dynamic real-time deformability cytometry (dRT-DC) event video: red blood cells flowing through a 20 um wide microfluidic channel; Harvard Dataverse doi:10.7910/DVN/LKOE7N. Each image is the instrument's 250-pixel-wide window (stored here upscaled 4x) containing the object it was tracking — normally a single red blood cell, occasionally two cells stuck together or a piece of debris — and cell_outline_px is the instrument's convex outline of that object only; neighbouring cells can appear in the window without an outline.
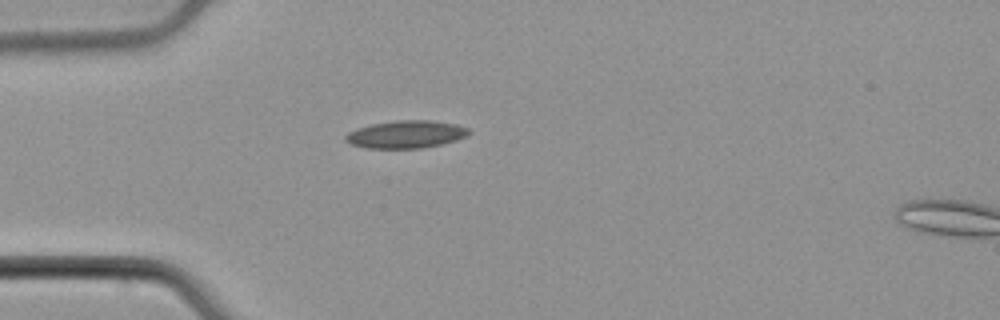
{"species": "common noctule bat (a hibernating species)", "species_latin": "Nyctalus noctula", "temperature_condition": "cold", "stored_images_in_passage": 40, "camera_frame_rate_fps": 3000, "um_per_image_px": 0.085, "animal": {"sex": "male", "body_mass_g": 21.5, "forearm_length_mm": 52.0}, "frame": {"image": 1, "passage_image": 1, "time_ms": 0.0, "image_size_px": [1000, 320], "cell_outline_px": [[472, 132], [456, 140], [440, 144], [420, 148], [368, 148], [352, 144], [344, 140], [344, 136], [348, 132], [356, 128], [372, 124], [396, 120], [432, 120], [456, 124], [468, 128]], "centroid_in_image_um": [34.49, 11.41], "position_along_channel_um": 50.5, "area_um2": 19.77}}
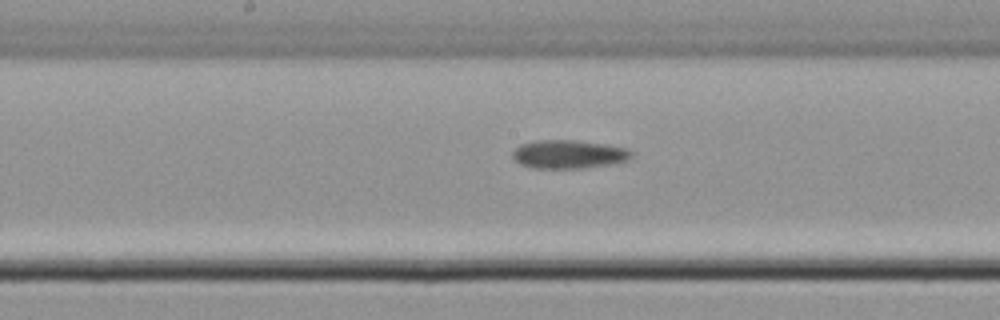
{"frame": {"image": 2, "passage_image": 14, "time_ms": 4.333, "image_size_px": [1000, 320], "cell_outline_px": [[636, 152], [628, 160], [612, 164], [584, 168], [532, 168], [520, 164], [512, 156], [512, 152], [520, 144], [536, 140], [576, 140], [604, 144], [628, 148]], "centroid_in_image_um": [48.37, 13.11], "position_along_channel_um": 199.8, "area_um2": 19.94}}
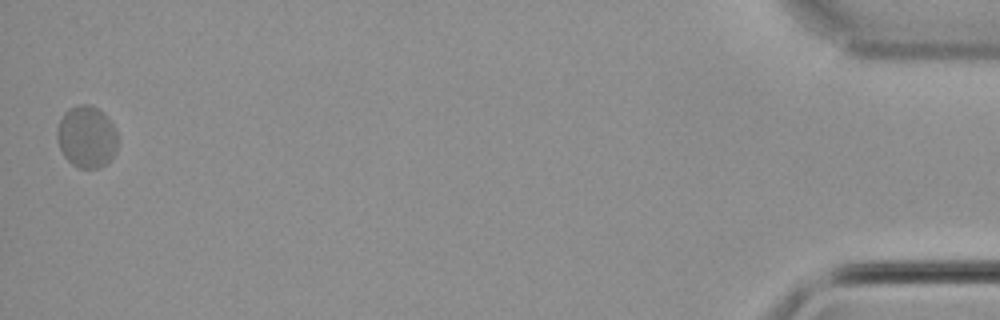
{"frame": {"image": 3, "passage_image": 40, "time_ms": 13.0, "image_size_px": [1000, 320], "cell_outline_px": [[116, 152], [100, 168], [80, 168], [72, 164], [64, 156], [56, 140], [56, 132], [60, 120], [64, 112], [68, 108], [76, 104], [88, 104], [96, 108], [108, 116], [116, 128]], "centroid_in_image_um": [7.35, 11.6], "position_along_channel_um": 427.9, "area_um2": 21.96}, "authors_computed_cell_mechanics": {"area_um2": 19.8254, "velocity_mm_per_s": 3.7388, "shape_relaxation_time_tau1_ms": null, "shape_relaxation_time_tau2_ms": 7.8717, "deformation_change_tau1": null, "deformation_change_tau2": 0.0989}}